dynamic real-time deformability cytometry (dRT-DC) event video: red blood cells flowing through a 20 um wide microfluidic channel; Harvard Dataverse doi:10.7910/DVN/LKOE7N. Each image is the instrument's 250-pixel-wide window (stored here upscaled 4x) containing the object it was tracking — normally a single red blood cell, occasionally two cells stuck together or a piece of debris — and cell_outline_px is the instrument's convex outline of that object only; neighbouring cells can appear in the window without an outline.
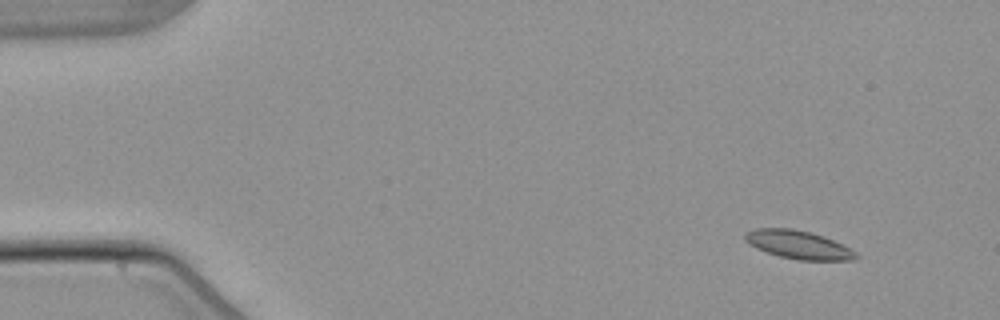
{"species": "common noctule bat (a hibernating species)", "species_latin": "Nyctalus noctula", "temperature_condition": "warm", "stored_images_in_passage": 3, "camera_frame_rate_fps": 3000, "um_per_image_px": 0.085, "animal": {"sex": "male", "body_mass_g": 21.5, "forearm_length_mm": 52.0}, "frame": {"image": 1, "passage_image": 1, "time_ms": 0.0, "image_size_px": [1000, 320], "cell_outline_px": [[860, 256], [856, 260], [796, 260], [780, 256], [756, 248], [748, 244], [744, 240], [744, 236], [748, 232], [756, 228], [792, 228], [824, 236], [856, 252]], "centroid_in_image_um": [67.86, 20.81], "position_along_channel_um": 17.1, "area_um2": 18.15}}
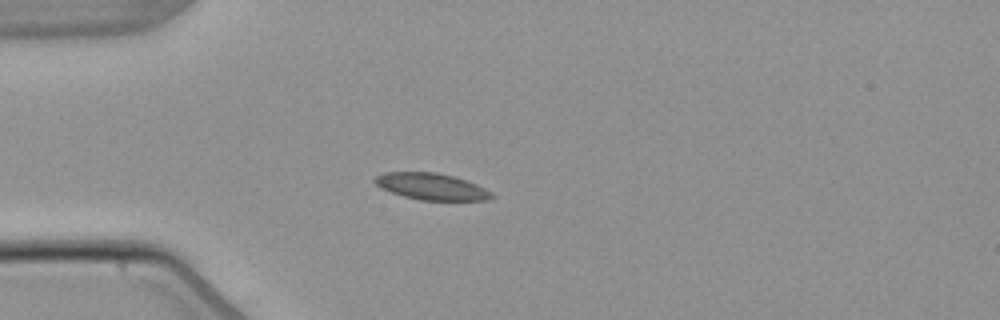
{"frame": {"image": 2, "passage_image": 3, "time_ms": 3.333, "image_size_px": [1000, 320], "cell_outline_px": [[496, 196], [488, 200], [420, 200], [404, 196], [380, 188], [372, 180], [376, 176], [384, 172], [436, 172], [452, 176], [476, 184], [492, 192]], "centroid_in_image_um": [36.66, 15.85], "position_along_channel_um": 48.3, "area_um2": 18.03}}